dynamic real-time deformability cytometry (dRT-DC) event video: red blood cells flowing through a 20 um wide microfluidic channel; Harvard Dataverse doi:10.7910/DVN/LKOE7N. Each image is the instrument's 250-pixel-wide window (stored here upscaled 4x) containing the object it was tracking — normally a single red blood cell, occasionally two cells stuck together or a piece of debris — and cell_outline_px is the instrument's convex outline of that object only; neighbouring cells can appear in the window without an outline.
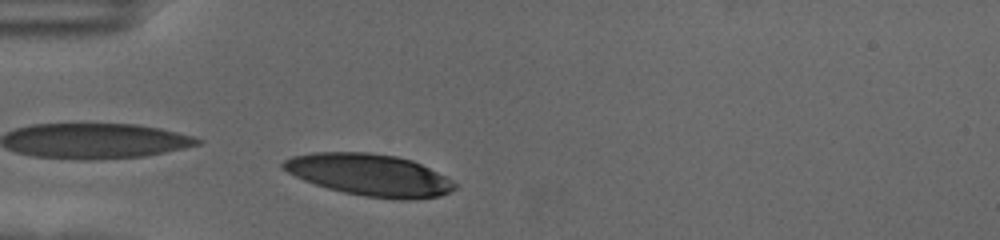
{"species": "human", "species_latin": "Homo sapiens", "temperature_condition": "cold", "stored_images_in_passage": 41, "camera_frame_rate_fps": 3000, "um_per_image_px": 0.085, "donor": {"sex": "female"}, "frame": {"image": 1, "passage_image": 4, "time_ms": 1.0, "image_size_px": [1000, 240], "cell_outline_px": [[456, 188], [440, 196], [408, 200], [400, 200], [364, 196], [344, 192], [328, 188], [304, 180], [280, 168], [280, 164], [284, 160], [292, 156], [312, 152], [368, 152], [396, 156], [412, 160], [452, 180], [456, 184]], "centroid_in_image_um": [31.38, 14.86], "position_along_channel_um": 53.6, "area_um2": 41.73}}
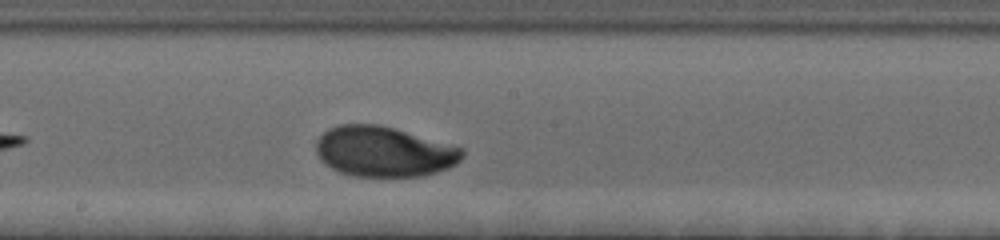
{"frame": {"image": 2, "passage_image": 19, "time_ms": 6.0, "image_size_px": [1000, 240], "cell_outline_px": [[464, 156], [456, 164], [448, 168], [424, 176], [352, 176], [340, 172], [324, 164], [316, 152], [316, 140], [328, 128], [340, 124], [380, 124], [396, 128], [456, 144], [464, 148]], "centroid_in_image_um": [32.68, 12.87], "position_along_channel_um": 215.5, "area_um2": 43.52}}
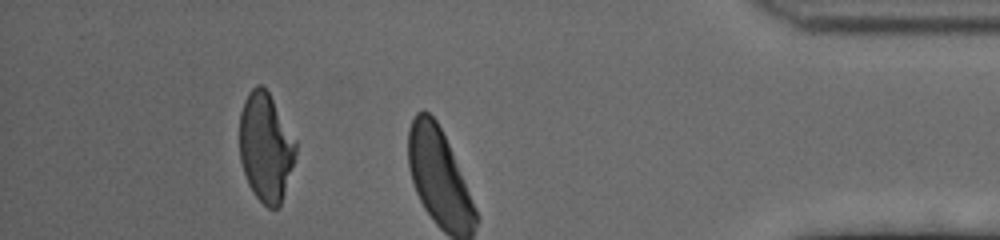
{"frame": {"image": 3, "passage_image": 37, "time_ms": 12.0, "image_size_px": [1000, 240], "cell_outline_px": [[296, 152], [284, 192], [280, 204], [276, 208], [268, 208], [256, 196], [248, 184], [240, 160], [240, 112], [244, 100], [248, 92], [256, 84], [260, 84], [268, 92], [296, 140]], "centroid_in_image_um": [22.56, 12.48], "position_along_channel_um": 412.6, "area_um2": 35.14}, "authors_computed_cell_mechanics": {"area_um2": 42.5986, "velocity_mm_per_s": 3.4862, "shape_relaxation_time_tau1_ms": 3.1316, "shape_relaxation_time_tau2_ms": null, "deformation_change_tau1": 0.1955, "deformation_change_tau2": null}}